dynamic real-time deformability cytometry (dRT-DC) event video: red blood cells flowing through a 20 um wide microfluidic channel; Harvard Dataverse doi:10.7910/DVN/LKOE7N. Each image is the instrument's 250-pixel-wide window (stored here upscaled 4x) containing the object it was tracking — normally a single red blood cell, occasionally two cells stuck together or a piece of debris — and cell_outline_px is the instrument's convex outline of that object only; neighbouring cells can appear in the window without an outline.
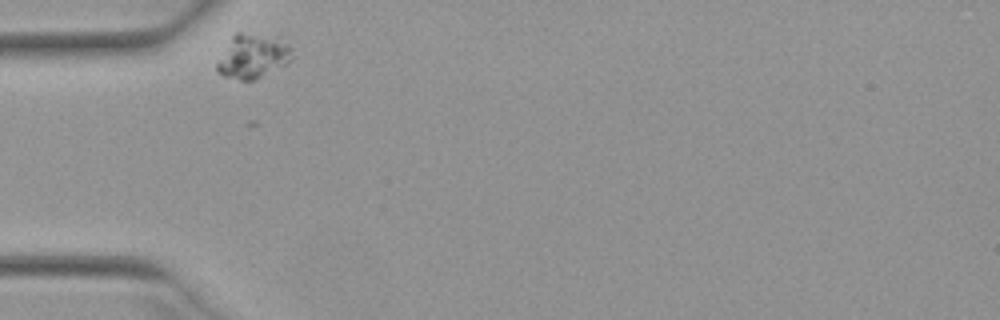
{"species": "Egyptian fruit bat (a non-hibernating species)", "species_latin": "Rousettus aegyptiacus", "temperature_condition": "warm", "stored_images_in_passage": 3, "camera_frame_rate_fps": 3000, "um_per_image_px": 0.085, "animal": {"sex": "female"}, "frame": {"image": 1, "passage_image": 1, "time_ms": 0.0, "image_size_px": [1000, 320], "cell_outline_px": [[292, 60], [256, 80], [240, 80], [224, 76], [216, 72], [216, 64], [232, 36], [236, 32], [240, 32], [288, 44], [292, 48]], "centroid_in_image_um": [21.43, 4.85], "position_along_channel_um": 63.6, "area_um2": 18.55}}